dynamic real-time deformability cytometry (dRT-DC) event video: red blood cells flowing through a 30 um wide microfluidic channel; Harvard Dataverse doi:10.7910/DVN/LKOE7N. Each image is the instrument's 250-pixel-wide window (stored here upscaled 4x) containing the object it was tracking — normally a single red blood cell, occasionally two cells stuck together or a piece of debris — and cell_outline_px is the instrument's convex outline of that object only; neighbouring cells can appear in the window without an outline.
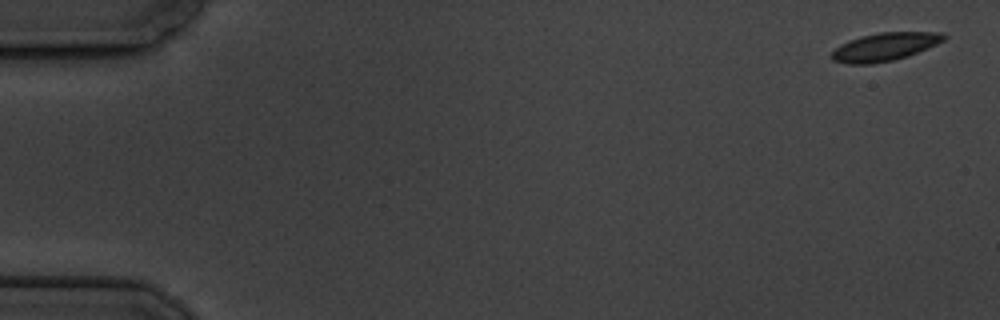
{"species": "common noctule bat (a hibernating species)", "species_latin": "Nyctalus noctula", "temperature_condition": "cold", "stored_images_in_passage": 6, "camera_frame_rate_fps": 3000, "um_per_image_px": 0.085, "animal": {"sex": "male", "body_mass_g": 19.5, "forearm_length_mm": 54.6}, "frame": {"image": 1, "passage_image": 1, "time_ms": 0.0, "image_size_px": [1000, 320], "cell_outline_px": [[948, 36], [944, 40], [928, 48], [908, 56], [892, 60], [872, 64], [848, 64], [832, 60], [828, 56], [840, 44], [848, 40], [860, 36], [880, 32], [944, 32]], "centroid_in_image_um": [75.18, 3.97], "position_along_channel_um": 9.8, "area_um2": 18.55}}